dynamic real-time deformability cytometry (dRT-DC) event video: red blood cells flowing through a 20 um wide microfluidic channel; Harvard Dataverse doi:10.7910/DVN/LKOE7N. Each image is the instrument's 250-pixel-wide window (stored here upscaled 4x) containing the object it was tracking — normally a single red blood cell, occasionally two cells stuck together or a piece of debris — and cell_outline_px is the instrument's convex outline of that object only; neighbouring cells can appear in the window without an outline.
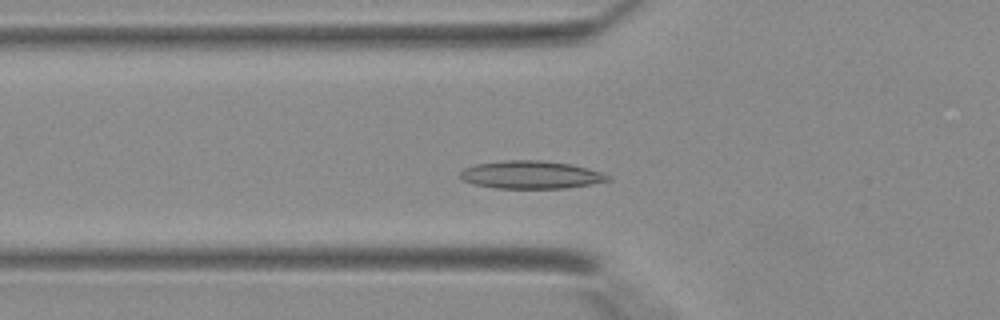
{"species": "Egyptian fruit bat (a non-hibernating species)", "species_latin": "Rousettus aegyptiacus", "temperature_condition": "warm", "stored_images_in_passage": 33, "camera_frame_rate_fps": 3000, "um_per_image_px": 0.085, "animal": {"sex": "female"}, "frame": {"image": 1, "passage_image": 6, "time_ms": 1.667, "image_size_px": [1000, 320], "cell_outline_px": [[612, 180], [592, 184], [564, 188], [496, 188], [476, 184], [464, 180], [460, 176], [460, 172], [464, 168], [476, 164], [504, 160], [540, 160], [572, 164], [600, 172], [612, 176]], "centroid_in_image_um": [45.17, 14.85], "position_along_channel_um": 80.6, "area_um2": 23.87}}
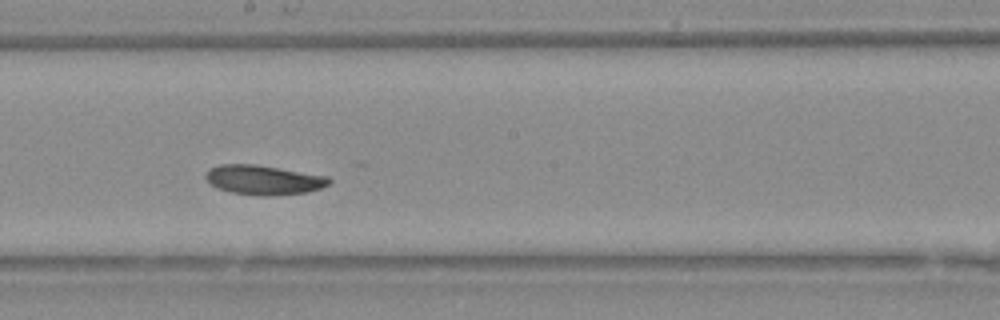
{"frame": {"image": 2, "passage_image": 15, "time_ms": 4.667, "image_size_px": [1000, 320], "cell_outline_px": [[332, 180], [328, 184], [320, 188], [308, 192], [268, 196], [260, 196], [232, 192], [216, 188], [204, 176], [204, 172], [208, 168], [220, 164], [256, 164], [328, 176]], "centroid_in_image_um": [22.38, 15.28], "position_along_channel_um": 225.8, "area_um2": 21.33}}
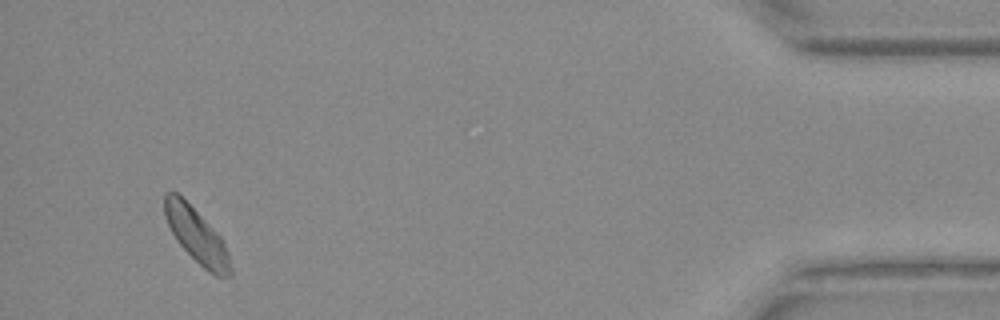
{"frame": {"image": 3, "passage_image": 31, "time_ms": 10.0, "image_size_px": [1000, 320], "cell_outline_px": [[232, 276], [216, 276], [208, 272], [176, 240], [168, 224], [164, 212], [164, 192], [176, 192], [220, 236], [228, 252], [232, 268]], "centroid_in_image_um": [16.72, 20.05], "position_along_channel_um": 418.5, "area_um2": 20.35}}